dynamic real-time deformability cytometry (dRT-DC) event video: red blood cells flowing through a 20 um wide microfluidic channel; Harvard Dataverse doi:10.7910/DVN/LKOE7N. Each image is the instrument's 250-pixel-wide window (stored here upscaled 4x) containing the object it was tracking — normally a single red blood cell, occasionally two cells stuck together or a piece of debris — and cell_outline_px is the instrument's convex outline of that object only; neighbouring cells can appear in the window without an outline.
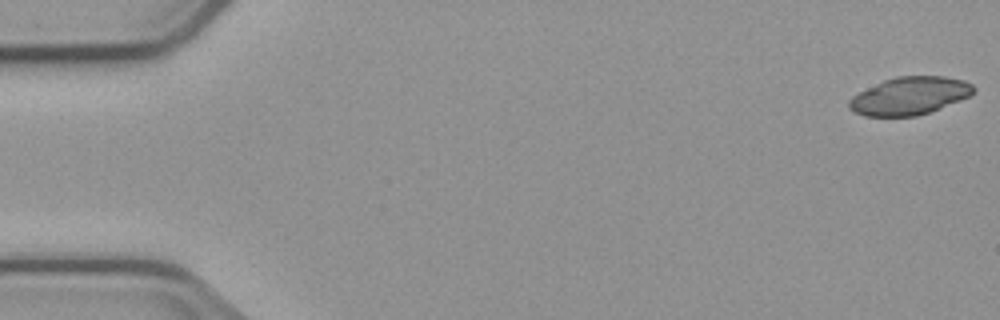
{"species": "common noctule bat (a hibernating species)", "species_latin": "Nyctalus noctula", "temperature_condition": "cold", "stored_images_in_passage": 11, "segment_of_instrument_passage": [1, 2], "camera_frame_rate_fps": 3000, "um_per_image_px": 0.085, "animal": {"sex": "male", "body_mass_g": 23.1, "forearm_length_mm": 52.7}, "frame": {"image": 1, "passage_image": 1, "time_ms": 0.0, "image_size_px": [1000, 320], "cell_outline_px": [[976, 92], [960, 100], [940, 108], [916, 116], [864, 116], [848, 108], [848, 100], [852, 96], [884, 80], [896, 76], [944, 76], [964, 80], [972, 84], [976, 88]], "centroid_in_image_um": [77.33, 8.14], "position_along_channel_um": 7.7, "area_um2": 27.28}}